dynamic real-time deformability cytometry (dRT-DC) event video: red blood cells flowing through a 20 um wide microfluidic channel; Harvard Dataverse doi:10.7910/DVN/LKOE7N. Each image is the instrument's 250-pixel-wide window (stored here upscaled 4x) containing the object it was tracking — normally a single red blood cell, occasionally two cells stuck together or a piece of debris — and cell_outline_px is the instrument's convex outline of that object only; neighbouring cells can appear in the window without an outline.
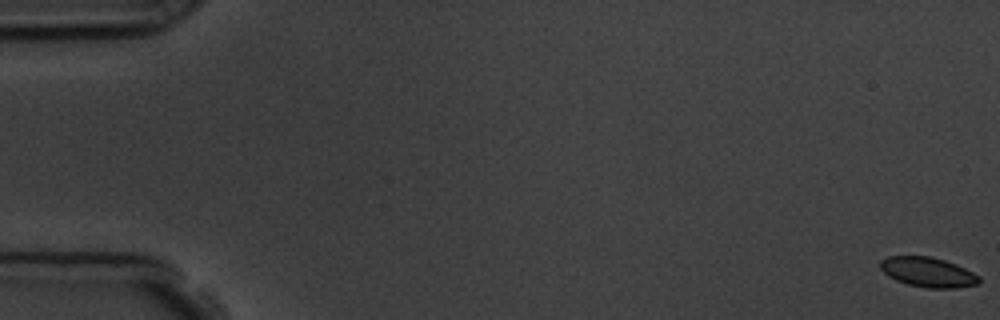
{"species": "common noctule bat (a hibernating species)", "species_latin": "Nyctalus noctula", "temperature_condition": "room temperature", "stored_images_in_passage": 58, "camera_frame_rate_fps": 3000, "um_per_image_px": 0.085, "animal": {"sex": "male", "body_mass_g": 19.5, "forearm_length_mm": 54.6}, "frame": {"image": 1, "passage_image": 1, "time_ms": 0.0, "image_size_px": [1000, 320], "cell_outline_px": [[980, 284], [956, 288], [928, 288], [908, 284], [896, 280], [888, 276], [880, 268], [880, 260], [888, 256], [928, 256], [944, 260], [956, 264], [980, 276]], "centroid_in_image_um": [78.88, 23.13], "position_along_channel_um": 6.1, "area_um2": 17.17}}
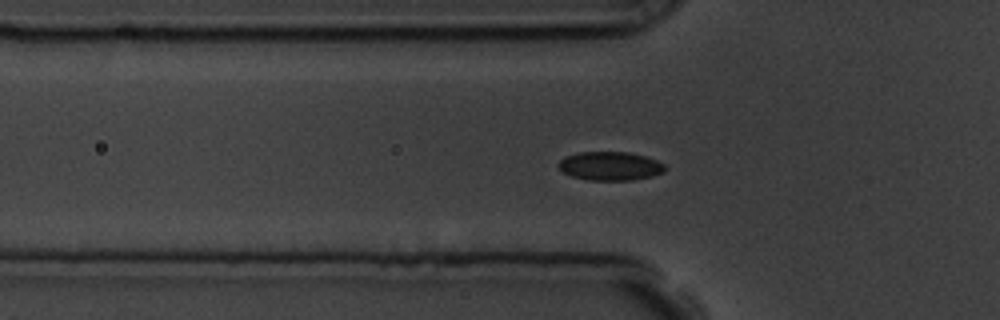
{"frame": {"image": 2, "passage_image": 20, "time_ms": 6.333, "image_size_px": [1000, 320], "cell_outline_px": [[664, 172], [652, 176], [632, 180], [588, 180], [572, 176], [564, 172], [556, 164], [564, 156], [580, 152], [628, 152], [644, 156], [656, 160], [664, 164]], "centroid_in_image_um": [51.84, 14.11], "position_along_channel_um": 74.0, "area_um2": 17.74}}
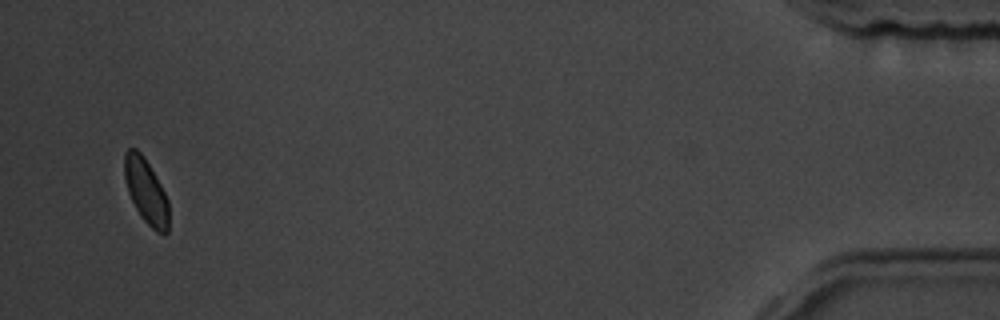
{"frame": {"image": 3, "passage_image": 56, "time_ms": 18.333, "image_size_px": [1000, 320], "cell_outline_px": [[168, 232], [164, 236], [156, 232], [140, 216], [128, 192], [124, 176], [124, 152], [128, 148], [136, 148], [144, 156], [160, 184], [168, 200]], "centroid_in_image_um": [12.4, 16.25], "position_along_channel_um": 422.8, "area_um2": 16.76}, "authors_computed_cell_mechanics": {"area_um2": 17.6001, "velocity_mm_per_s": 3.5952, "shape_relaxation_time_tau1_ms": 1.3523, "shape_relaxation_time_tau2_ms": null, "deformation_change_tau1": 0.0529, "deformation_change_tau2": null}}